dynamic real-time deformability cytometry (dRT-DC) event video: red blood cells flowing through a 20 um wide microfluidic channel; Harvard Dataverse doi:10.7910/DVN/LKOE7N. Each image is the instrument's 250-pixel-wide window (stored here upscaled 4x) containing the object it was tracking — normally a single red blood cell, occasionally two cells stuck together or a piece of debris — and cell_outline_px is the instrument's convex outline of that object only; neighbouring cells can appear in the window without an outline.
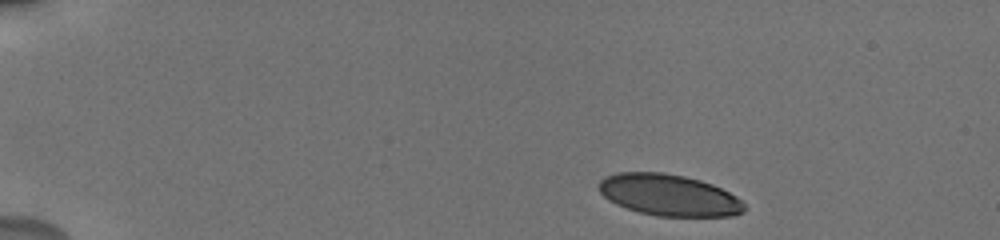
{"species": "human", "species_latin": "Homo sapiens", "temperature_condition": "cold", "stored_images_in_passage": 32, "camera_frame_rate_fps": 3000, "um_per_image_px": 0.085, "donor": {"sex": "male"}, "frame": {"image": 1, "passage_image": 1, "time_ms": 0.0, "image_size_px": [1000, 240], "cell_outline_px": [[744, 212], [736, 216], [656, 216], [640, 212], [616, 204], [608, 200], [600, 192], [596, 184], [604, 176], [616, 172], [664, 172], [684, 176], [700, 180], [712, 184], [736, 196], [744, 204]], "centroid_in_image_um": [56.83, 16.57], "position_along_channel_um": 28.2, "area_um2": 35.32}}
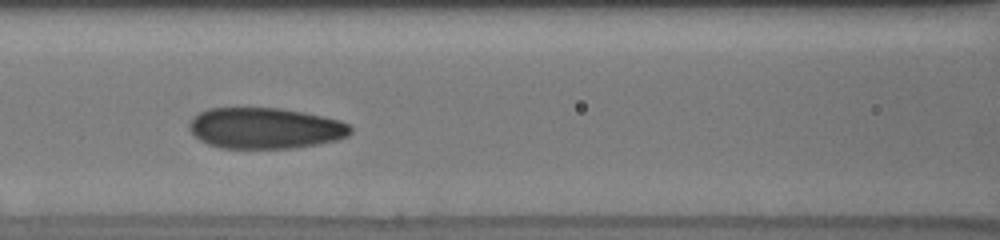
{"frame": {"image": 2, "passage_image": 10, "time_ms": 5.667, "image_size_px": [1000, 240], "cell_outline_px": [[352, 132], [348, 136], [336, 140], [316, 144], [292, 148], [220, 148], [208, 144], [200, 140], [188, 128], [188, 124], [200, 112], [208, 108], [280, 108], [304, 112], [324, 116], [340, 120], [348, 124], [352, 128]], "centroid_in_image_um": [22.56, 10.89], "position_along_channel_um": 144.0, "area_um2": 38.49}}
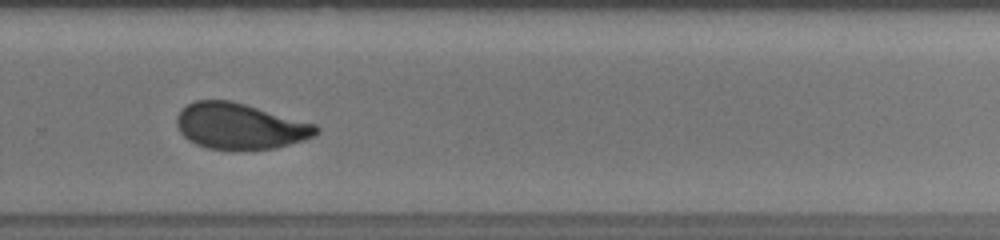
{"frame": {"image": 3, "passage_image": 18, "time_ms": 10.0, "image_size_px": [1000, 240], "cell_outline_px": [[320, 132], [304, 140], [276, 148], [244, 152], [208, 148], [196, 144], [188, 140], [180, 132], [176, 124], [176, 116], [188, 104], [196, 100], [232, 100], [316, 124], [320, 128]], "centroid_in_image_um": [20.41, 10.75], "position_along_channel_um": 309.4, "area_um2": 37.92}, "authors_computed_cell_mechanics": {"area_um2": 37.6856, "velocity_mm_per_s": 3.8471, "shape_relaxation_time_tau1_ms": 4.3024, "shape_relaxation_time_tau2_ms": 0.979, "deformation_change_tau1": 0.1209, "deformation_change_tau2": 0.0412}}